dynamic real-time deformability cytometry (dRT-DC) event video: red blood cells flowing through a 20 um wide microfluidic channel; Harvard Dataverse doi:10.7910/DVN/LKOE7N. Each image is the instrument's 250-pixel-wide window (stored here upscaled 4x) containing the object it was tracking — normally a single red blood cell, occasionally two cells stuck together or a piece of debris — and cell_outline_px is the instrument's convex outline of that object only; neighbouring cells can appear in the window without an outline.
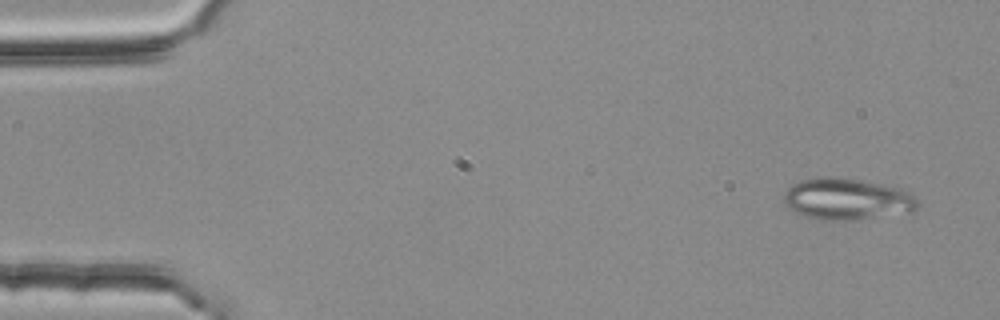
{"species": "common noctule bat (a hibernating species)", "species_latin": "Nyctalus noctula", "temperature_condition": "room temperature", "stored_images_in_passage": 3, "camera_frame_rate_fps": 3000, "um_per_image_px": 0.085, "animal": {"sex": "female", "body_mass_g": 25.1}, "frame": {"image": 1, "passage_image": 1, "time_ms": 0.0, "image_size_px": [1000, 320], "cell_outline_px": [[916, 208], [912, 212], [848, 220], [820, 220], [804, 216], [796, 212], [784, 204], [784, 192], [792, 184], [800, 180], [816, 176], [832, 176], [888, 184], [912, 192], [916, 196]], "centroid_in_image_um": [71.98, 16.89], "position_along_channel_um": 13.0, "area_um2": 32.71}}